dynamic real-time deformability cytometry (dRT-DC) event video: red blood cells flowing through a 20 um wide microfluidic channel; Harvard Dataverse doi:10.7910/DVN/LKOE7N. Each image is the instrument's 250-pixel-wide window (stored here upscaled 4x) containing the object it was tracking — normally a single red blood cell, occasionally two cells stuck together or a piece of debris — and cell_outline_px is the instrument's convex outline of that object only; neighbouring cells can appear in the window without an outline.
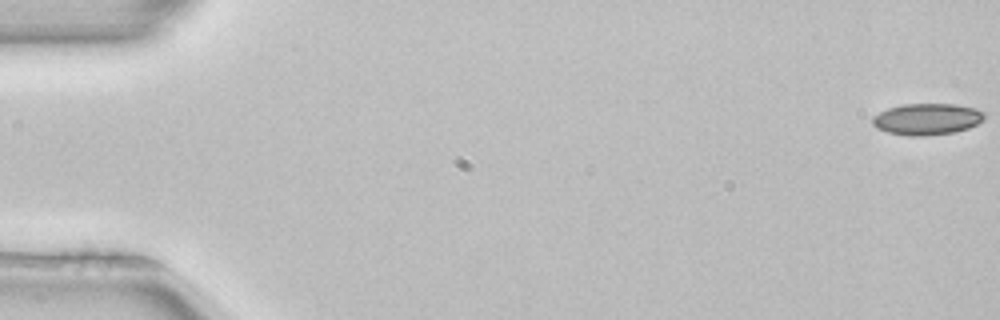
{"species": "common noctule bat (a hibernating species)", "species_latin": "Nyctalus noctula", "temperature_condition": "room temperature", "stored_images_in_passage": 52, "camera_frame_rate_fps": 3000, "um_per_image_px": 0.085, "animal": {"sex": "female", "body_mass_g": 22.7, "forearm_length_mm": 54.2}, "frame": {"image": 1, "passage_image": 1, "time_ms": 0.0, "image_size_px": [1000, 320], "cell_outline_px": [[984, 116], [976, 124], [968, 128], [952, 132], [924, 136], [912, 136], [888, 132], [876, 128], [872, 124], [872, 116], [888, 108], [904, 104], [952, 104], [976, 108], [984, 112]], "centroid_in_image_um": [78.75, 10.12], "position_along_channel_um": 6.2, "area_um2": 20.29}}
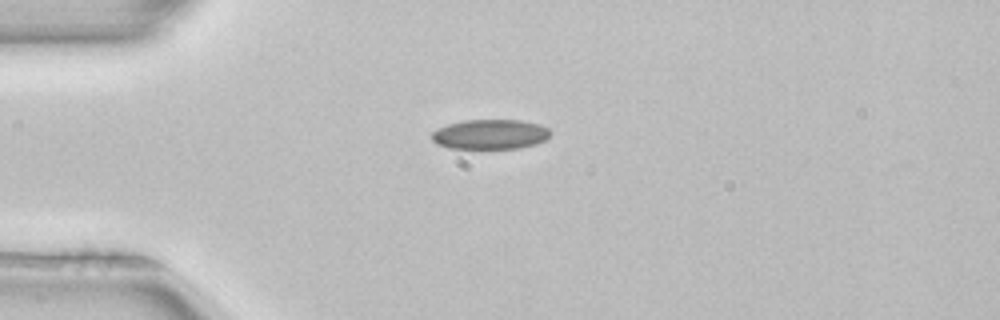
{"frame": {"image": 2, "passage_image": 14, "time_ms": 4.333, "image_size_px": [1000, 320], "cell_outline_px": [[552, 132], [544, 140], [536, 144], [520, 148], [448, 148], [436, 144], [432, 140], [432, 132], [436, 128], [448, 124], [464, 120], [520, 120], [540, 124], [548, 128]], "centroid_in_image_um": [41.65, 11.41], "position_along_channel_um": 43.3, "area_um2": 20.69}}
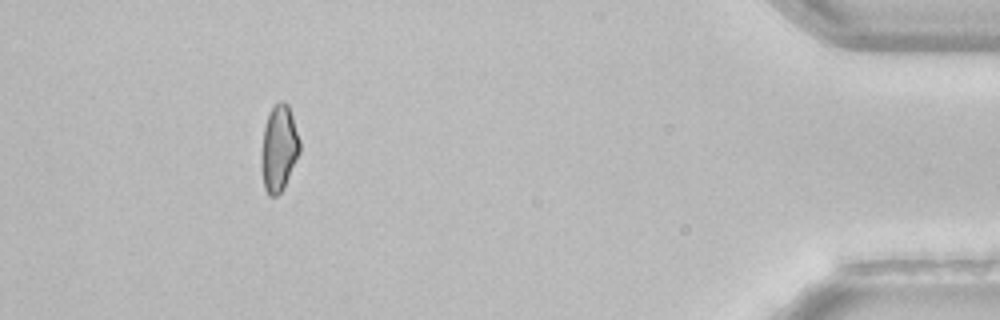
{"frame": {"image": 3, "passage_image": 48, "time_ms": 15.667, "image_size_px": [1000, 320], "cell_outline_px": [[300, 152], [284, 188], [276, 196], [268, 196], [264, 188], [260, 168], [260, 160], [264, 128], [268, 116], [272, 108], [280, 100], [284, 100], [288, 104], [300, 140]], "centroid_in_image_um": [23.7, 12.64], "position_along_channel_um": 411.5, "area_um2": 19.42}, "authors_computed_cell_mechanics": {"area_um2": 20.5768, "velocity_mm_per_s": 3.9857, "shape_relaxation_time_tau1_ms": 8.2148, "shape_relaxation_time_tau2_ms": 3.5597, "deformation_change_tau1": 0.1402, "deformation_change_tau2": 0.0967}}